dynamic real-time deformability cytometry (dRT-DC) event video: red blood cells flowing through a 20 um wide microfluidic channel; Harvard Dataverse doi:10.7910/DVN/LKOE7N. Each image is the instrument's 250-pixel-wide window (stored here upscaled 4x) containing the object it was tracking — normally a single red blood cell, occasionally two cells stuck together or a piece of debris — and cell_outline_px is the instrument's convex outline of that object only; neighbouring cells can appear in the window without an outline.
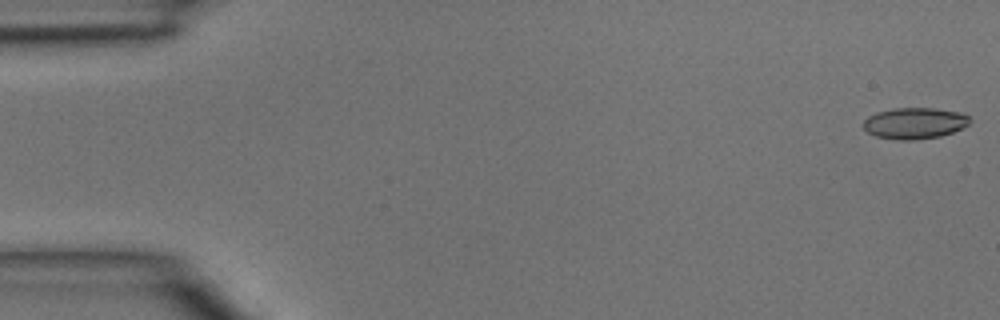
{"species": "common noctule bat (a hibernating species)", "species_latin": "Nyctalus noctula", "temperature_condition": "room temperature", "stored_images_in_passage": 4, "camera_frame_rate_fps": 3000, "um_per_image_px": 0.085, "animal": {"sex": "male", "body_mass_g": 15.6}, "frame": {"image": 1, "passage_image": 1, "time_ms": 0.0, "image_size_px": [1000, 320], "cell_outline_px": [[972, 120], [968, 124], [952, 132], [940, 136], [912, 140], [900, 140], [876, 136], [868, 132], [860, 124], [868, 116], [876, 112], [892, 108], [932, 108], [960, 112], [968, 116]], "centroid_in_image_um": [77.7, 10.46], "position_along_channel_um": 7.3, "area_um2": 19.36}}
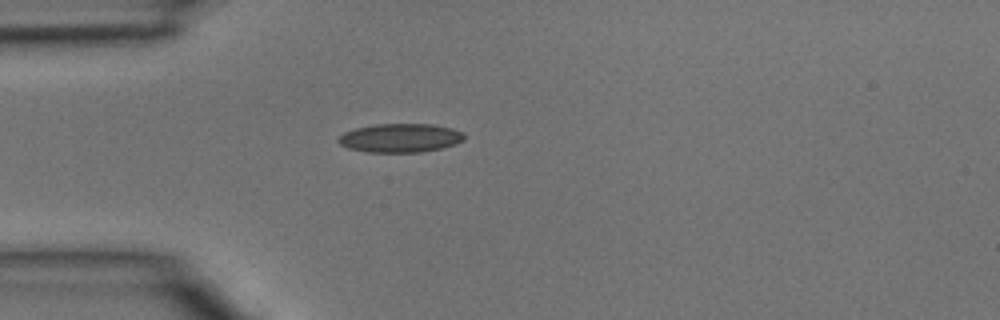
{"frame": {"image": 2, "passage_image": 4, "time_ms": 1.0, "image_size_px": [1000, 320], "cell_outline_px": [[464, 140], [456, 144], [440, 148], [420, 152], [368, 152], [348, 148], [340, 144], [336, 140], [344, 132], [356, 128], [376, 124], [432, 124], [452, 128], [464, 132]], "centroid_in_image_um": [34.03, 11.72], "position_along_channel_um": 51.0, "area_um2": 21.1}}